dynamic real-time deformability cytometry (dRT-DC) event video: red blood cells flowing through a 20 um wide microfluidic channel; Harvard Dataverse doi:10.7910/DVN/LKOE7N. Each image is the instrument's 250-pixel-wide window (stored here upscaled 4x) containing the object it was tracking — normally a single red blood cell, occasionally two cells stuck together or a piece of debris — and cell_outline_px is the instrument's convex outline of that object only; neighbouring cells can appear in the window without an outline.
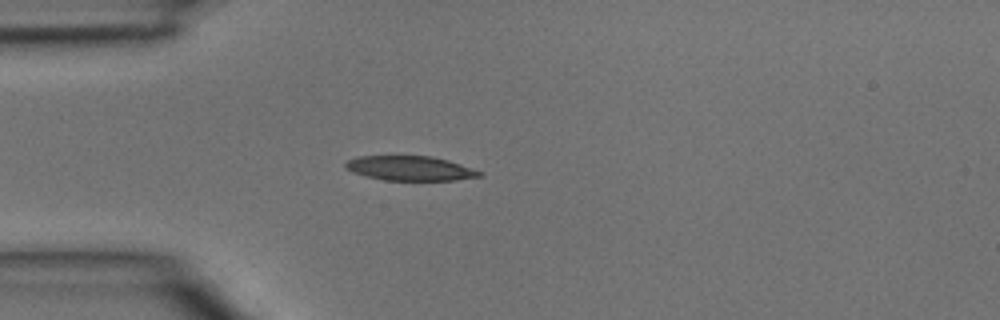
{"species": "common noctule bat (a hibernating species)", "species_latin": "Nyctalus noctula", "temperature_condition": "room temperature", "stored_images_in_passage": 4, "camera_frame_rate_fps": 3000, "um_per_image_px": 0.085, "animal": {"sex": "male", "body_mass_g": 15.6}, "frame": {"image": 1, "passage_image": 4, "time_ms": 1.0, "image_size_px": [1000, 320], "cell_outline_px": [[484, 176], [456, 180], [384, 180], [364, 176], [352, 172], [344, 168], [344, 164], [348, 160], [356, 156], [432, 156], [448, 160], [484, 172]], "centroid_in_image_um": [34.85, 14.31], "position_along_channel_um": 50.1, "area_um2": 19.36}}